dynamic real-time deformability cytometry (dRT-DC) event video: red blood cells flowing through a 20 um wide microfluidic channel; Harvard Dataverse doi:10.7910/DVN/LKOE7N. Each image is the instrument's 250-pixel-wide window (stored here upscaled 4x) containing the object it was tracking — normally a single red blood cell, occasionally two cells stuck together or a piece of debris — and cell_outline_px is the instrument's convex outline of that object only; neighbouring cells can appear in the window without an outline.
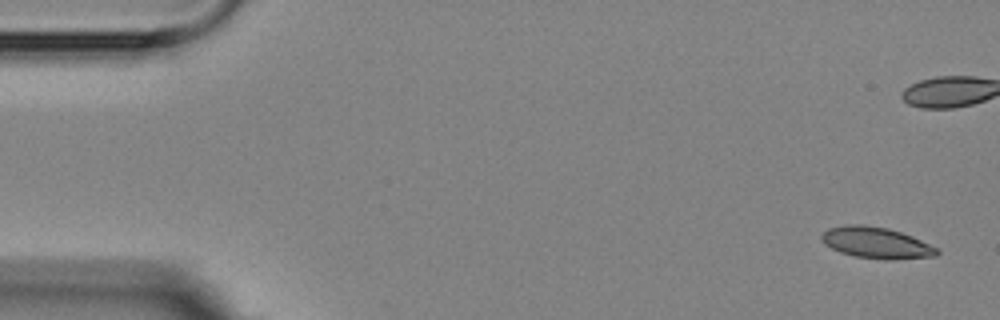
{"species": "Egyptian fruit bat (a non-hibernating species)", "species_latin": "Rousettus aegyptiacus", "temperature_condition": "room temperature", "stored_images_in_passage": 5, "camera_frame_rate_fps": 3000, "um_per_image_px": 0.085, "animal": {"sex": "female"}, "frame": {"image": 1, "passage_image": 1, "time_ms": 0.0, "image_size_px": [1000, 320], "cell_outline_px": [[940, 252], [936, 256], [856, 256], [840, 252], [824, 244], [820, 240], [820, 236], [828, 228], [848, 224], [864, 224], [888, 228], [912, 236], [936, 248]], "centroid_in_image_um": [74.36, 20.55], "position_along_channel_um": 10.6, "area_um2": 19.77}}